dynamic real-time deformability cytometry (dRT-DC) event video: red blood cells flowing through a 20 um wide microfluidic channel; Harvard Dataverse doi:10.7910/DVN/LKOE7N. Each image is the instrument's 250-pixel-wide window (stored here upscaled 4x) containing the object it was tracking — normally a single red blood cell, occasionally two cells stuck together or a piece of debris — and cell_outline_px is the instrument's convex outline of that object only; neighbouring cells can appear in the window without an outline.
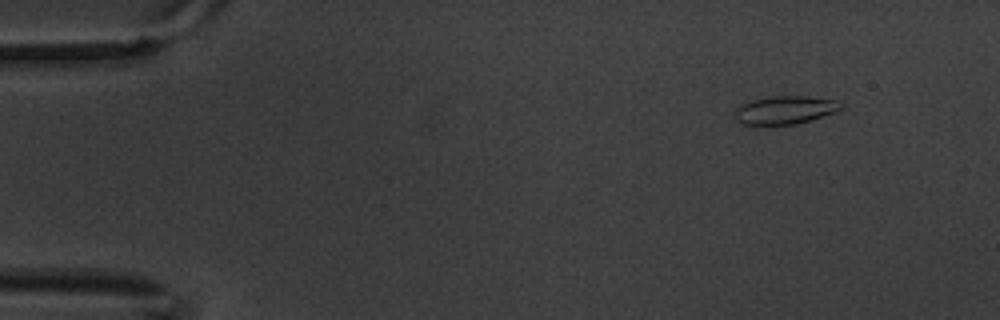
{"species": "common noctule bat (a hibernating species)", "species_latin": "Nyctalus noctula", "temperature_condition": "warm", "stored_images_in_passage": 11, "camera_frame_rate_fps": 3000, "um_per_image_px": 0.085, "animal": {"sex": "male", "body_mass_g": 20.1, "forearm_length_mm": 53.5}, "frame": {"image": 1, "passage_image": 2, "time_ms": 0.333, "image_size_px": [1000, 320], "cell_outline_px": [[844, 108], [836, 112], [796, 124], [744, 124], [736, 120], [736, 108], [740, 104], [752, 100], [772, 96], [808, 96], [836, 100], [844, 104]], "centroid_in_image_um": [66.78, 9.33], "position_along_channel_um": 18.2, "area_um2": 17.34}}
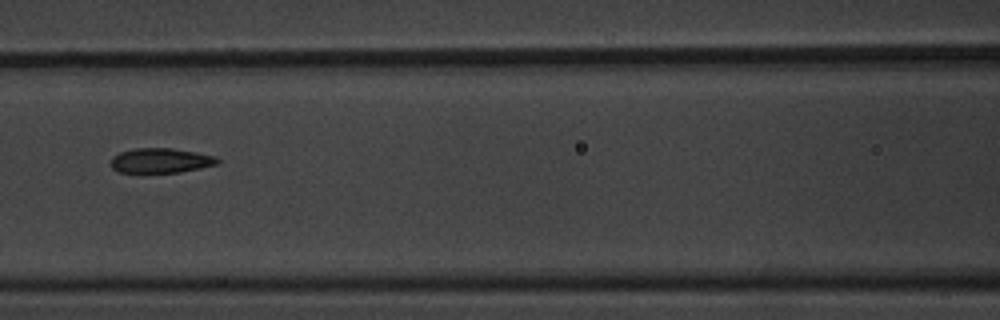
{"frame": {"image": 2, "passage_image": 8, "time_ms": 2.333, "image_size_px": [1000, 320], "cell_outline_px": [[220, 164], [180, 172], [144, 176], [140, 176], [120, 172], [112, 168], [112, 156], [120, 152], [136, 148], [172, 148], [196, 152], [212, 156], [220, 160]], "centroid_in_image_um": [13.61, 13.7], "position_along_channel_um": 153.0, "area_um2": 16.18}}
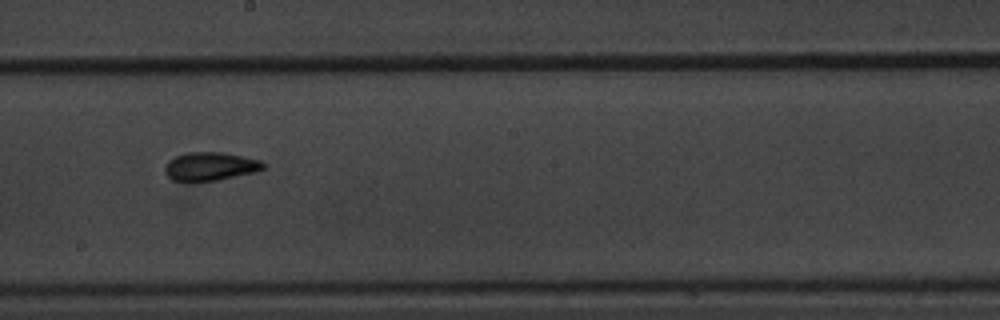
{"frame": {"image": 3, "passage_image": 10, "time_ms": 3.0, "image_size_px": [1000, 320], "cell_outline_px": [[268, 164], [264, 168], [256, 172], [216, 180], [172, 180], [164, 172], [164, 168], [168, 160], [176, 156], [188, 152], [220, 152], [260, 160]], "centroid_in_image_um": [17.89, 14.13], "position_along_channel_um": 230.3, "area_um2": 16.07}}